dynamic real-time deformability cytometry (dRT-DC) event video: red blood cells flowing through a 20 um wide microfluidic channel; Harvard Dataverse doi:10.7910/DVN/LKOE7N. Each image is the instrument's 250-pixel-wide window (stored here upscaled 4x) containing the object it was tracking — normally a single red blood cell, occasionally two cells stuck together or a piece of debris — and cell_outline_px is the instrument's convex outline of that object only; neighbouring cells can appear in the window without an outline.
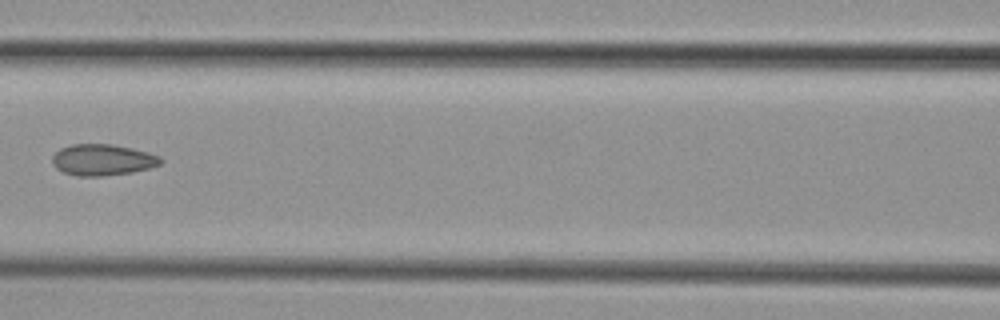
{"species": "common noctule bat (a hibernating species)", "species_latin": "Nyctalus noctula", "temperature_condition": "cold", "stored_images_in_passage": 8, "camera_frame_rate_fps": 3000, "um_per_image_px": 0.085, "animal": {"sex": "female", "body_mass_g": 29.2, "forearm_length_mm": 56.3}, "frame": {"image": 1, "passage_image": 7, "time_ms": 7.333, "image_size_px": [1000, 320], "cell_outline_px": [[164, 160], [160, 164], [148, 168], [132, 172], [104, 176], [76, 176], [64, 172], [56, 168], [52, 164], [52, 156], [60, 148], [72, 144], [112, 144], [132, 148], [148, 152], [160, 156]], "centroid_in_image_um": [8.71, 13.58], "position_along_channel_um": 157.9, "area_um2": 19.83}}
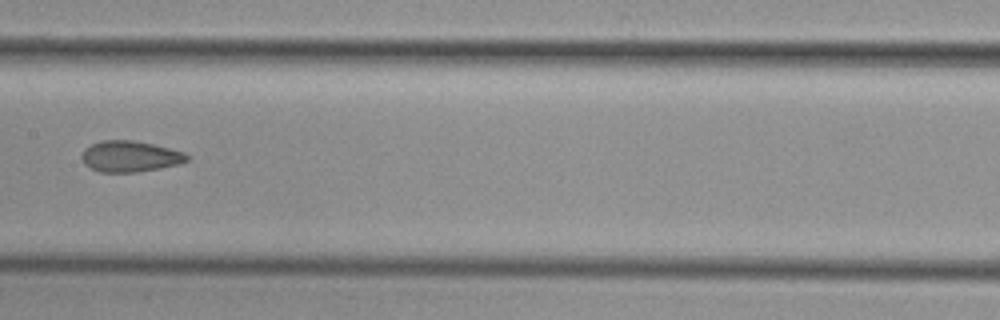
{"frame": {"image": 2, "passage_image": 8, "time_ms": 8.333, "image_size_px": [1000, 320], "cell_outline_px": [[188, 160], [176, 164], [160, 168], [136, 172], [100, 172], [84, 164], [80, 156], [84, 148], [100, 140], [132, 140], [152, 144], [184, 152], [188, 156]], "centroid_in_image_um": [11.0, 13.29], "position_along_channel_um": 196.4, "area_um2": 18.9}}